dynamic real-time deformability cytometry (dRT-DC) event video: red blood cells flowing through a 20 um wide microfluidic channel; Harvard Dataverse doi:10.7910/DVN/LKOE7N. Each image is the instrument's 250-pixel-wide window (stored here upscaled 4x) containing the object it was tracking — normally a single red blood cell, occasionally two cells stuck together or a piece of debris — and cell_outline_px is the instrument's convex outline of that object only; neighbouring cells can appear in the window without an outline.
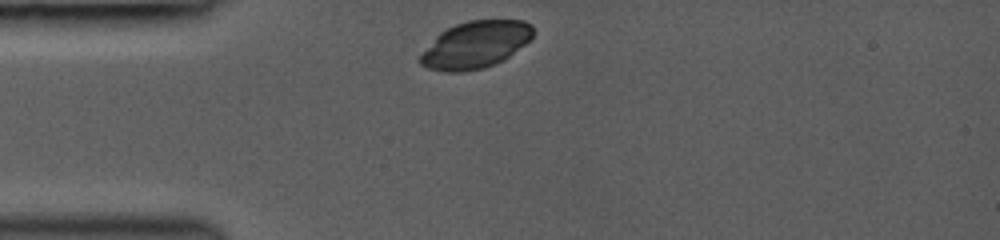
{"species": "common noctule bat (a hibernating species)", "species_latin": "Nyctalus noctula", "temperature_condition": "room temperature", "stored_images_in_passage": 16, "camera_frame_rate_fps": 3000, "um_per_image_px": 0.085, "animal": {"sex": "female", "body_mass_g": 19.0, "forearm_length_mm": 53.3}, "frame": {"image": 1, "passage_image": 1, "time_ms": 0.0, "image_size_px": [1000, 240], "cell_outline_px": [[536, 32], [524, 44], [504, 60], [496, 64], [484, 68], [464, 72], [444, 72], [428, 68], [420, 64], [420, 56], [436, 36], [440, 32], [456, 24], [468, 20], [524, 20], [532, 24]], "centroid_in_image_um": [40.44, 3.8], "position_along_channel_um": 44.6, "area_um2": 30.92}}